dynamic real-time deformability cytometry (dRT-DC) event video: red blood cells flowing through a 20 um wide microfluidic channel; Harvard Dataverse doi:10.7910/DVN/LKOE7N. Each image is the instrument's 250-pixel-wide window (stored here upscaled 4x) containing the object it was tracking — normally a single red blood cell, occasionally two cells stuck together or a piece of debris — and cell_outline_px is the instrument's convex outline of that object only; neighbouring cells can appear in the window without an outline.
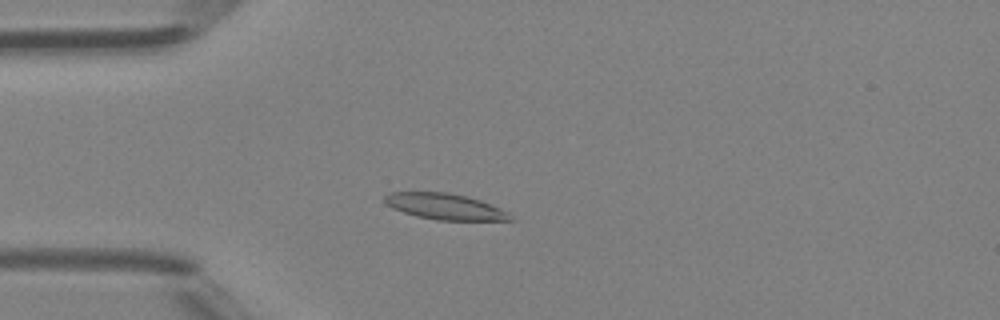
{"species": "Egyptian fruit bat (a non-hibernating species)", "species_latin": "Rousettus aegyptiacus", "temperature_condition": "room temperature", "stored_images_in_passage": 45, "camera_frame_rate_fps": 3000, "um_per_image_px": 0.085, "animal": {"sex": "female"}, "frame": {"image": 1, "passage_image": 10, "time_ms": 3.0, "image_size_px": [1000, 320], "cell_outline_px": [[516, 220], [436, 220], [416, 216], [392, 208], [384, 204], [384, 196], [388, 192], [448, 192], [480, 200], [500, 208], [508, 212]], "centroid_in_image_um": [37.79, 17.55], "position_along_channel_um": 47.2, "area_um2": 19.07}}
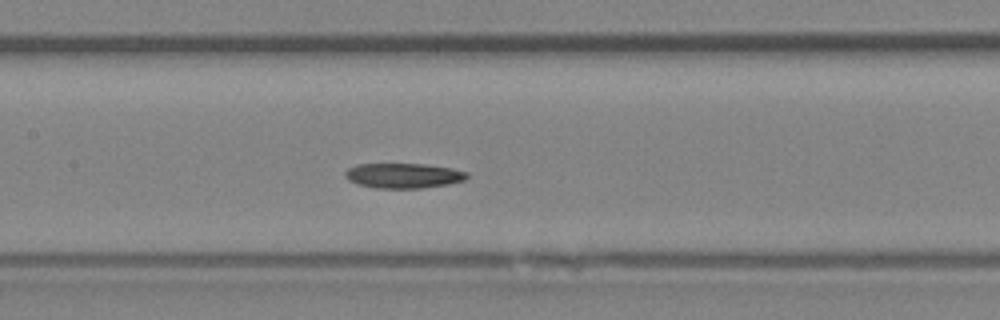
{"frame": {"image": 2, "passage_image": 20, "time_ms": 6.333, "image_size_px": [1000, 320], "cell_outline_px": [[468, 176], [464, 180], [448, 184], [420, 188], [376, 188], [360, 184], [348, 180], [344, 176], [344, 172], [348, 168], [356, 164], [424, 164], [452, 168], [468, 172]], "centroid_in_image_um": [34.28, 14.92], "position_along_channel_um": 173.1, "area_um2": 17.69}}
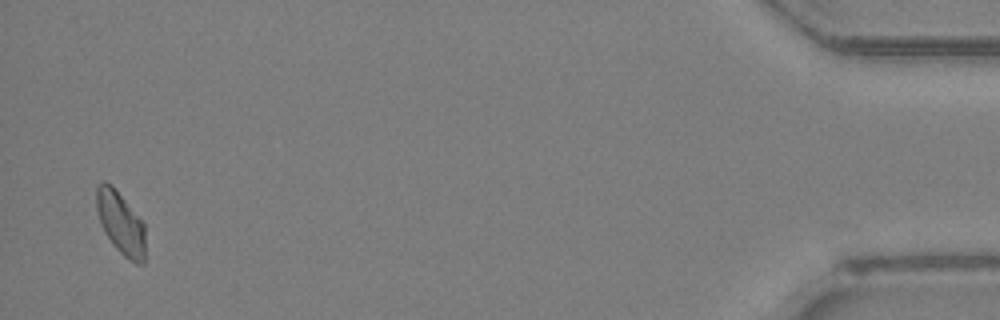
{"frame": {"image": 3, "passage_image": 44, "time_ms": 14.333, "image_size_px": [1000, 320], "cell_outline_px": [[144, 264], [136, 264], [124, 256], [112, 244], [104, 232], [96, 208], [96, 184], [104, 180], [112, 184], [144, 224]], "centroid_in_image_um": [10.23, 18.93], "position_along_channel_um": 425.0, "area_um2": 17.74}}